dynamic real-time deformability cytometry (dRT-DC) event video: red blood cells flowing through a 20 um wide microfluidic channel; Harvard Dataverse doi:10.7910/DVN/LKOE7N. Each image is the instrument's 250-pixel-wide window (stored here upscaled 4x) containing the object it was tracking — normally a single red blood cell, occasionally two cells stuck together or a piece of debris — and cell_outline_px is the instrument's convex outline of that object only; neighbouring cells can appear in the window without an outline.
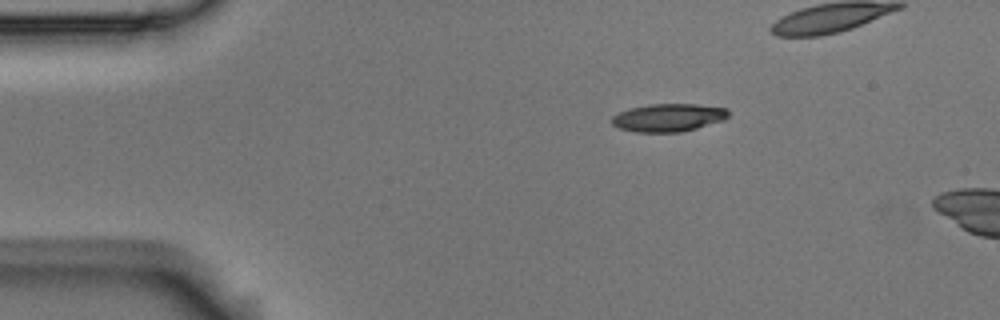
{"species": "Egyptian fruit bat (a non-hibernating species)", "species_latin": "Rousettus aegyptiacus", "temperature_condition": "room temperature", "stored_images_in_passage": 5, "segment_of_instrument_passage": [1, 2], "camera_frame_rate_fps": 3000, "um_per_image_px": 0.085, "animal": {"sex": "male"}, "frame": {"image": 1, "passage_image": 1, "time_ms": 0.0, "image_size_px": [1000, 320], "cell_outline_px": [[728, 116], [724, 120], [696, 128], [680, 132], [636, 132], [620, 128], [612, 124], [608, 120], [612, 116], [628, 108], [648, 104], [696, 104], [728, 108]], "centroid_in_image_um": [56.78, 9.99], "position_along_channel_um": 28.2, "area_um2": 19.07}}
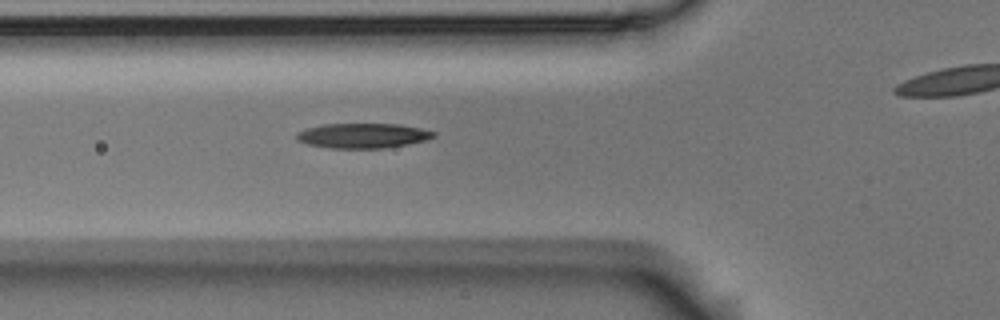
{"frame": {"image": 2, "passage_image": 4, "time_ms": 1.0, "image_size_px": [1000, 320], "cell_outline_px": [[436, 136], [428, 140], [384, 148], [328, 148], [308, 144], [296, 140], [296, 132], [308, 128], [324, 124], [400, 124], [420, 128], [436, 132]], "centroid_in_image_um": [30.85, 11.53], "position_along_channel_um": 95.0, "area_um2": 19.88}}